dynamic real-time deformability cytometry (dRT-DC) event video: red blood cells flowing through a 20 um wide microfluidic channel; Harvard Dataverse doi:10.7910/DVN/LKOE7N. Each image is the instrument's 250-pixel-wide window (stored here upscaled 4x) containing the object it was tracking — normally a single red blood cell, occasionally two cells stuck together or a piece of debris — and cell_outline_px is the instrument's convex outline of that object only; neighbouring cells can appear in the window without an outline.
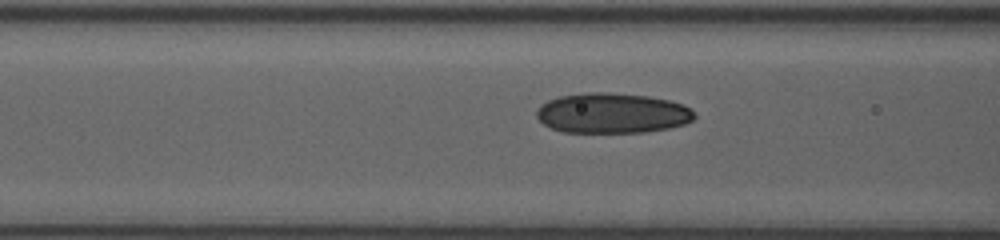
{"species": "human", "species_latin": "Homo sapiens", "temperature_condition": "room temperature", "stored_images_in_passage": 26, "camera_frame_rate_fps": 3000, "um_per_image_px": 0.085, "donor": {"sex": "female"}, "frame": {"image": 1, "passage_image": 13, "time_ms": 6.0, "image_size_px": [1000, 240], "cell_outline_px": [[696, 116], [692, 120], [684, 124], [668, 128], [644, 132], [564, 132], [552, 128], [544, 124], [536, 116], [536, 108], [540, 104], [548, 100], [560, 96], [588, 92], [608, 92], [648, 96], [668, 100], [684, 104], [692, 108]], "centroid_in_image_um": [52.04, 9.61], "position_along_channel_um": 114.6, "area_um2": 37.11}}
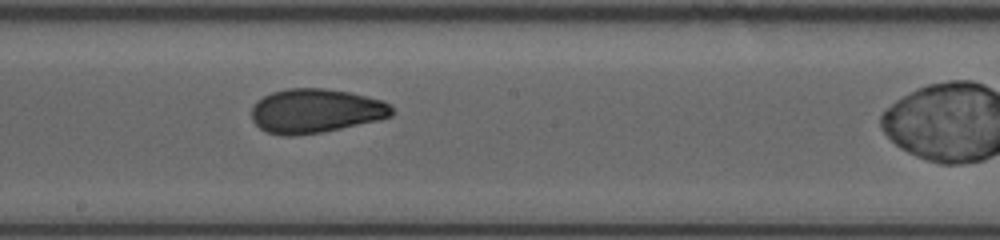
{"frame": {"image": 2, "passage_image": 17, "time_ms": 8.667, "image_size_px": [1000, 240], "cell_outline_px": [[396, 112], [392, 116], [380, 120], [320, 132], [292, 136], [284, 136], [268, 132], [260, 128], [252, 120], [252, 108], [256, 100], [272, 92], [288, 88], [324, 88], [348, 92], [384, 100], [392, 104]], "centroid_in_image_um": [26.87, 9.42], "position_along_channel_um": 221.3, "area_um2": 36.3}}
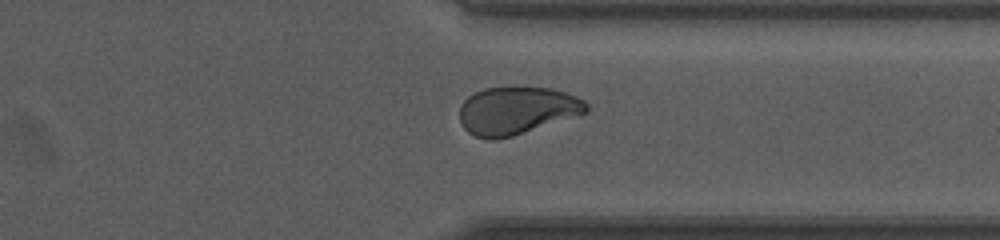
{"frame": {"image": 3, "passage_image": 24, "time_ms": 12.333, "image_size_px": [1000, 240], "cell_outline_px": [[588, 112], [512, 136], [496, 140], [488, 140], [476, 136], [468, 132], [464, 128], [460, 120], [460, 104], [468, 96], [484, 88], [552, 88], [576, 96], [584, 100], [588, 104]], "centroid_in_image_um": [43.91, 9.41], "position_along_channel_um": 367.5, "area_um2": 34.97}}